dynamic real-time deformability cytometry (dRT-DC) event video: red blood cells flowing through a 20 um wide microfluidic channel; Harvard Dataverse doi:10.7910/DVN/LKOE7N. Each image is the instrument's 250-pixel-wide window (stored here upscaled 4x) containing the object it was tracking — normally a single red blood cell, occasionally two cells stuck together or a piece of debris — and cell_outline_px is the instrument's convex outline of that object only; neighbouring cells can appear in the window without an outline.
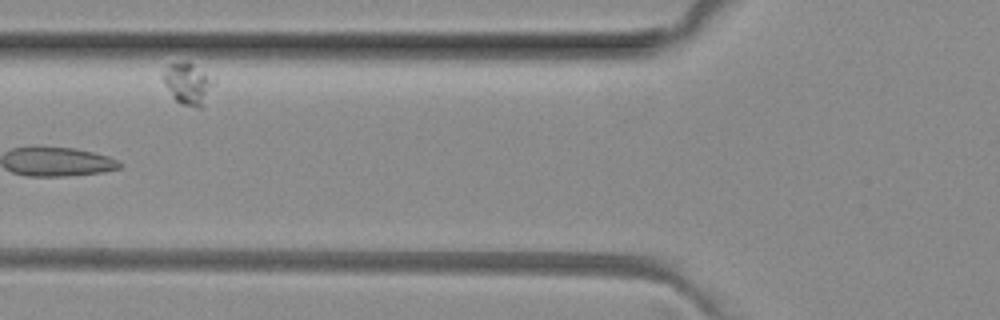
{"species": "common noctule bat (a hibernating species)", "species_latin": "Nyctalus noctula", "temperature_condition": "room temperature", "stored_images_in_passage": 7, "camera_frame_rate_fps": 3000, "um_per_image_px": 0.085, "animal": {"sex": "female", "body_mass_g": 29.2, "forearm_length_mm": 56.3}, "frame": {"image": 1, "passage_image": 5, "time_ms": 4.667, "image_size_px": [1000, 320], "cell_outline_px": [[216, 80], [204, 108], [196, 108], [180, 104], [172, 96], [164, 84], [164, 72], [168, 64], [192, 64], [216, 76]], "centroid_in_image_um": [16.07, 7.17], "position_along_channel_um": 109.7, "area_um2": 12.43}}
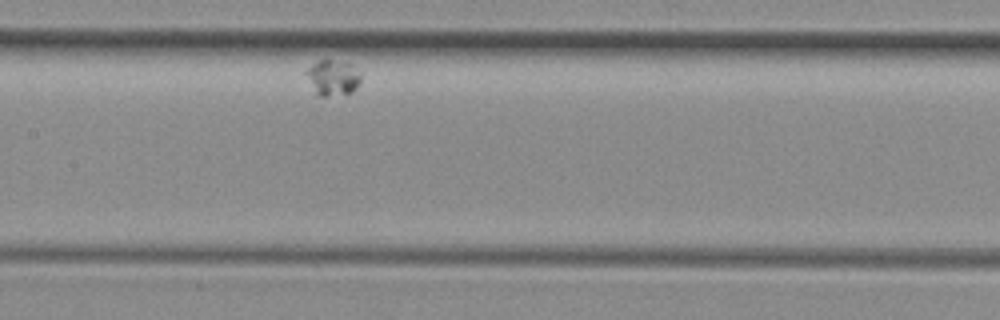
{"frame": {"image": 2, "passage_image": 7, "time_ms": 7.0, "image_size_px": [1000, 320], "cell_outline_px": [[360, 80], [356, 88], [352, 92], [328, 96], [320, 96], [316, 92], [304, 72], [312, 64], [320, 60], [328, 60], [352, 64], [360, 72]], "centroid_in_image_um": [28.3, 6.59], "position_along_channel_um": 179.1, "area_um2": 11.04}}